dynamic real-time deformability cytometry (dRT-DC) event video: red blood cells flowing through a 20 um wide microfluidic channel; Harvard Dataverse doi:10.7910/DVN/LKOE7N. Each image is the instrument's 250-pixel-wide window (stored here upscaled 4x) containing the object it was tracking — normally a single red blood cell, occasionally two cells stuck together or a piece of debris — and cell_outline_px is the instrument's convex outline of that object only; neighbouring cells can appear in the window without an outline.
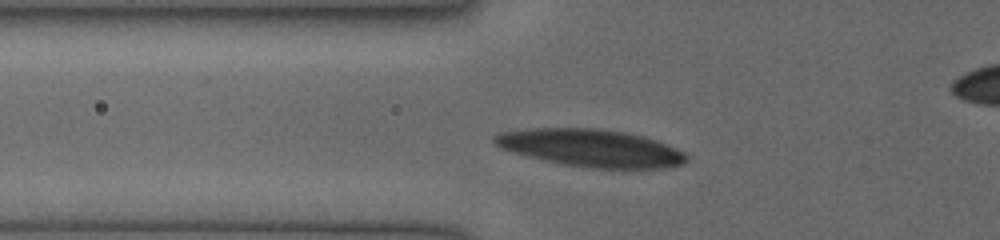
{"species": "human", "species_latin": "Homo sapiens", "temperature_condition": "cold", "stored_images_in_passage": 27, "camera_frame_rate_fps": 3000, "um_per_image_px": 0.085, "donor": {"sex": "female"}, "frame": {"image": 1, "passage_image": 2, "time_ms": 0.333, "image_size_px": [1000, 240], "cell_outline_px": [[688, 160], [684, 164], [664, 168], [592, 168], [564, 164], [544, 160], [512, 152], [500, 148], [492, 144], [492, 136], [500, 132], [532, 128], [596, 128], [624, 132], [656, 140], [684, 152], [688, 156]], "centroid_in_image_um": [50.19, 12.58], "position_along_channel_um": 75.6, "area_um2": 41.85}}
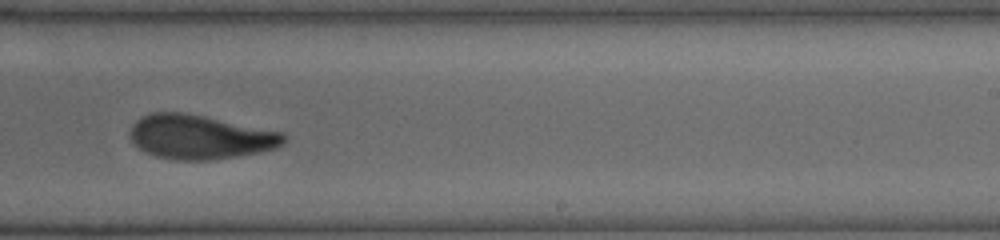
{"frame": {"image": 2, "passage_image": 16, "time_ms": 5.0, "image_size_px": [1000, 240], "cell_outline_px": [[288, 140], [284, 144], [276, 148], [260, 152], [212, 160], [176, 160], [156, 156], [132, 144], [128, 136], [132, 124], [140, 116], [152, 112], [184, 112], [284, 132], [288, 136]], "centroid_in_image_um": [17.0, 11.63], "position_along_channel_um": 272.0, "area_um2": 40.0}}
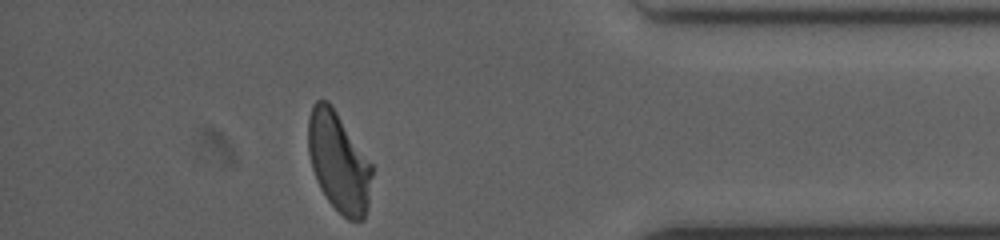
{"frame": {"image": 3, "passage_image": 27, "time_ms": 8.667, "image_size_px": [1000, 240], "cell_outline_px": [[372, 176], [368, 204], [364, 220], [348, 220], [328, 200], [320, 188], [316, 180], [312, 168], [308, 152], [308, 116], [312, 104], [316, 100], [328, 100], [372, 164]], "centroid_in_image_um": [28.77, 13.76], "position_along_channel_um": 406.4, "area_um2": 36.82}}